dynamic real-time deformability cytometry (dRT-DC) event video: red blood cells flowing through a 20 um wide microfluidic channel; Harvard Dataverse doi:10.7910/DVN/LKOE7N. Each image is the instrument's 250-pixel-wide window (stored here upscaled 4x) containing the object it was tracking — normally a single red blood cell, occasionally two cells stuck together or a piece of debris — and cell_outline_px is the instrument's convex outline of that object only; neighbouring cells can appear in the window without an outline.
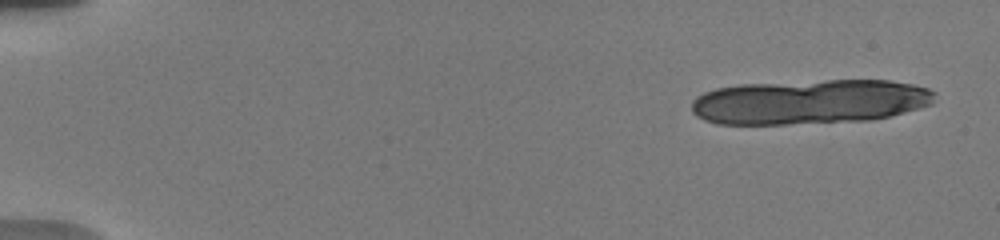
{"species": "human", "species_latin": "Homo sapiens", "temperature_condition": "warm", "stored_images_in_passage": 15, "camera_frame_rate_fps": 3000, "um_per_image_px": 0.085, "donor": {"sex": "male"}, "frame": {"image": 1, "passage_image": 1, "time_ms": 0.0, "image_size_px": [1000, 240], "cell_outline_px": [[936, 92], [932, 104], [920, 108], [872, 120], [788, 124], [716, 124], [704, 120], [696, 116], [692, 112], [692, 100], [696, 96], [704, 92], [716, 88], [740, 84], [828, 80], [888, 80], [912, 84], [928, 88]], "centroid_in_image_um": [68.8, 8.65], "position_along_channel_um": 16.2, "area_um2": 63.64}}
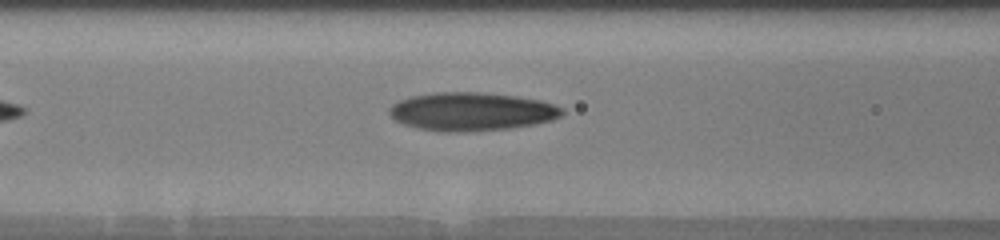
{"frame": {"image": 2, "passage_image": 11, "time_ms": 7.333, "image_size_px": [1000, 240], "cell_outline_px": [[564, 112], [560, 116], [552, 120], [512, 128], [468, 132], [440, 132], [416, 128], [404, 124], [396, 120], [388, 112], [388, 108], [392, 104], [400, 100], [412, 96], [436, 92], [480, 92], [516, 96], [540, 100], [564, 108]], "centroid_in_image_um": [40.07, 9.49], "position_along_channel_um": 126.5, "area_um2": 38.73}}
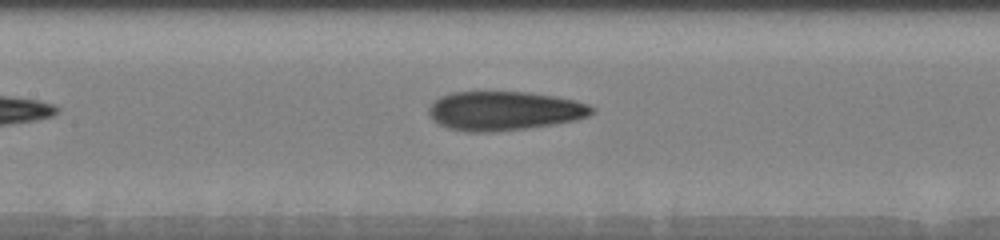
{"frame": {"image": 3, "passage_image": 15, "time_ms": 8.333, "image_size_px": [1000, 240], "cell_outline_px": [[596, 108], [588, 116], [576, 120], [552, 124], [524, 128], [492, 132], [468, 132], [448, 128], [432, 120], [428, 112], [428, 108], [432, 100], [440, 96], [452, 92], [528, 92], [552, 96], [572, 100], [588, 104]], "centroid_in_image_um": [42.8, 9.42], "position_along_channel_um": 164.6, "area_um2": 37.05}}